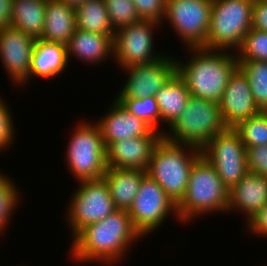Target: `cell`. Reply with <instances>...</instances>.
I'll list each match as a JSON object with an SVG mask.
<instances>
[{
	"mask_svg": "<svg viewBox=\"0 0 267 266\" xmlns=\"http://www.w3.org/2000/svg\"><path fill=\"white\" fill-rule=\"evenodd\" d=\"M11 109L7 105V102L0 96V152L2 153L3 149L7 150L10 145L13 143L16 131L14 126L13 115L10 111Z\"/></svg>",
	"mask_w": 267,
	"mask_h": 266,
	"instance_id": "32",
	"label": "cell"
},
{
	"mask_svg": "<svg viewBox=\"0 0 267 266\" xmlns=\"http://www.w3.org/2000/svg\"><path fill=\"white\" fill-rule=\"evenodd\" d=\"M61 1L67 3L69 6L76 9L78 6L85 3L87 0H61Z\"/></svg>",
	"mask_w": 267,
	"mask_h": 266,
	"instance_id": "38",
	"label": "cell"
},
{
	"mask_svg": "<svg viewBox=\"0 0 267 266\" xmlns=\"http://www.w3.org/2000/svg\"><path fill=\"white\" fill-rule=\"evenodd\" d=\"M114 30L138 22L140 19L133 0H104Z\"/></svg>",
	"mask_w": 267,
	"mask_h": 266,
	"instance_id": "31",
	"label": "cell"
},
{
	"mask_svg": "<svg viewBox=\"0 0 267 266\" xmlns=\"http://www.w3.org/2000/svg\"><path fill=\"white\" fill-rule=\"evenodd\" d=\"M113 37L114 35L92 33L76 28L66 45L68 61L74 56L83 63L98 65L97 63L105 61L109 56L113 57Z\"/></svg>",
	"mask_w": 267,
	"mask_h": 266,
	"instance_id": "19",
	"label": "cell"
},
{
	"mask_svg": "<svg viewBox=\"0 0 267 266\" xmlns=\"http://www.w3.org/2000/svg\"><path fill=\"white\" fill-rule=\"evenodd\" d=\"M142 20H154L163 25L167 0H133Z\"/></svg>",
	"mask_w": 267,
	"mask_h": 266,
	"instance_id": "33",
	"label": "cell"
},
{
	"mask_svg": "<svg viewBox=\"0 0 267 266\" xmlns=\"http://www.w3.org/2000/svg\"><path fill=\"white\" fill-rule=\"evenodd\" d=\"M128 213L143 238L163 226L170 213L179 221L177 205L148 174L142 178Z\"/></svg>",
	"mask_w": 267,
	"mask_h": 266,
	"instance_id": "10",
	"label": "cell"
},
{
	"mask_svg": "<svg viewBox=\"0 0 267 266\" xmlns=\"http://www.w3.org/2000/svg\"><path fill=\"white\" fill-rule=\"evenodd\" d=\"M66 147L67 168L74 179L103 178L107 171L106 146L95 122L81 121Z\"/></svg>",
	"mask_w": 267,
	"mask_h": 266,
	"instance_id": "7",
	"label": "cell"
},
{
	"mask_svg": "<svg viewBox=\"0 0 267 266\" xmlns=\"http://www.w3.org/2000/svg\"><path fill=\"white\" fill-rule=\"evenodd\" d=\"M76 28L92 33L114 35L104 0H87L75 9Z\"/></svg>",
	"mask_w": 267,
	"mask_h": 266,
	"instance_id": "25",
	"label": "cell"
},
{
	"mask_svg": "<svg viewBox=\"0 0 267 266\" xmlns=\"http://www.w3.org/2000/svg\"><path fill=\"white\" fill-rule=\"evenodd\" d=\"M163 136H141L111 143L106 148L107 168L146 171L155 145Z\"/></svg>",
	"mask_w": 267,
	"mask_h": 266,
	"instance_id": "17",
	"label": "cell"
},
{
	"mask_svg": "<svg viewBox=\"0 0 267 266\" xmlns=\"http://www.w3.org/2000/svg\"><path fill=\"white\" fill-rule=\"evenodd\" d=\"M245 225L250 233L267 238V204Z\"/></svg>",
	"mask_w": 267,
	"mask_h": 266,
	"instance_id": "36",
	"label": "cell"
},
{
	"mask_svg": "<svg viewBox=\"0 0 267 266\" xmlns=\"http://www.w3.org/2000/svg\"><path fill=\"white\" fill-rule=\"evenodd\" d=\"M187 50L190 59L182 62L176 58V72L184 80L190 96L218 103L229 77L238 68L236 53L203 47Z\"/></svg>",
	"mask_w": 267,
	"mask_h": 266,
	"instance_id": "2",
	"label": "cell"
},
{
	"mask_svg": "<svg viewBox=\"0 0 267 266\" xmlns=\"http://www.w3.org/2000/svg\"><path fill=\"white\" fill-rule=\"evenodd\" d=\"M75 31V8L61 0H47L44 29L39 39L66 46Z\"/></svg>",
	"mask_w": 267,
	"mask_h": 266,
	"instance_id": "20",
	"label": "cell"
},
{
	"mask_svg": "<svg viewBox=\"0 0 267 266\" xmlns=\"http://www.w3.org/2000/svg\"><path fill=\"white\" fill-rule=\"evenodd\" d=\"M212 0H167L164 21H167L183 47H202L210 27Z\"/></svg>",
	"mask_w": 267,
	"mask_h": 266,
	"instance_id": "11",
	"label": "cell"
},
{
	"mask_svg": "<svg viewBox=\"0 0 267 266\" xmlns=\"http://www.w3.org/2000/svg\"><path fill=\"white\" fill-rule=\"evenodd\" d=\"M47 0H13L11 27L39 39L45 22Z\"/></svg>",
	"mask_w": 267,
	"mask_h": 266,
	"instance_id": "24",
	"label": "cell"
},
{
	"mask_svg": "<svg viewBox=\"0 0 267 266\" xmlns=\"http://www.w3.org/2000/svg\"><path fill=\"white\" fill-rule=\"evenodd\" d=\"M79 184L74 195L71 194L67 209L72 239L86 226L103 220L117 210L104 178L80 180Z\"/></svg>",
	"mask_w": 267,
	"mask_h": 266,
	"instance_id": "8",
	"label": "cell"
},
{
	"mask_svg": "<svg viewBox=\"0 0 267 266\" xmlns=\"http://www.w3.org/2000/svg\"><path fill=\"white\" fill-rule=\"evenodd\" d=\"M67 66L65 45L36 39L31 59L30 80L34 76L48 80L54 79L59 77Z\"/></svg>",
	"mask_w": 267,
	"mask_h": 266,
	"instance_id": "21",
	"label": "cell"
},
{
	"mask_svg": "<svg viewBox=\"0 0 267 266\" xmlns=\"http://www.w3.org/2000/svg\"><path fill=\"white\" fill-rule=\"evenodd\" d=\"M238 68L248 79L255 104L267 111V61L238 60Z\"/></svg>",
	"mask_w": 267,
	"mask_h": 266,
	"instance_id": "26",
	"label": "cell"
},
{
	"mask_svg": "<svg viewBox=\"0 0 267 266\" xmlns=\"http://www.w3.org/2000/svg\"><path fill=\"white\" fill-rule=\"evenodd\" d=\"M253 1L212 0L209 32L202 47L236 53L252 28Z\"/></svg>",
	"mask_w": 267,
	"mask_h": 266,
	"instance_id": "5",
	"label": "cell"
},
{
	"mask_svg": "<svg viewBox=\"0 0 267 266\" xmlns=\"http://www.w3.org/2000/svg\"><path fill=\"white\" fill-rule=\"evenodd\" d=\"M267 204V177L248 172L229 190L227 213H244L245 224Z\"/></svg>",
	"mask_w": 267,
	"mask_h": 266,
	"instance_id": "18",
	"label": "cell"
},
{
	"mask_svg": "<svg viewBox=\"0 0 267 266\" xmlns=\"http://www.w3.org/2000/svg\"><path fill=\"white\" fill-rule=\"evenodd\" d=\"M140 238L143 237L134 227L128 211L116 210L86 226L72 239L71 257L77 262L100 261L113 265L121 262L131 244Z\"/></svg>",
	"mask_w": 267,
	"mask_h": 266,
	"instance_id": "1",
	"label": "cell"
},
{
	"mask_svg": "<svg viewBox=\"0 0 267 266\" xmlns=\"http://www.w3.org/2000/svg\"><path fill=\"white\" fill-rule=\"evenodd\" d=\"M110 109L100 117L99 125L106 148L113 142L141 136H163L144 120L137 118L114 98Z\"/></svg>",
	"mask_w": 267,
	"mask_h": 266,
	"instance_id": "15",
	"label": "cell"
},
{
	"mask_svg": "<svg viewBox=\"0 0 267 266\" xmlns=\"http://www.w3.org/2000/svg\"><path fill=\"white\" fill-rule=\"evenodd\" d=\"M236 55L238 60L267 61V32L251 28Z\"/></svg>",
	"mask_w": 267,
	"mask_h": 266,
	"instance_id": "30",
	"label": "cell"
},
{
	"mask_svg": "<svg viewBox=\"0 0 267 266\" xmlns=\"http://www.w3.org/2000/svg\"><path fill=\"white\" fill-rule=\"evenodd\" d=\"M154 20H139L115 31L113 37V60L120 68L148 64L164 54L154 52V32L161 28Z\"/></svg>",
	"mask_w": 267,
	"mask_h": 266,
	"instance_id": "12",
	"label": "cell"
},
{
	"mask_svg": "<svg viewBox=\"0 0 267 266\" xmlns=\"http://www.w3.org/2000/svg\"><path fill=\"white\" fill-rule=\"evenodd\" d=\"M252 28L267 32V0L253 1Z\"/></svg>",
	"mask_w": 267,
	"mask_h": 266,
	"instance_id": "35",
	"label": "cell"
},
{
	"mask_svg": "<svg viewBox=\"0 0 267 266\" xmlns=\"http://www.w3.org/2000/svg\"><path fill=\"white\" fill-rule=\"evenodd\" d=\"M227 128L219 103L190 97L184 111L165 129L163 137L170 142L201 149L211 138Z\"/></svg>",
	"mask_w": 267,
	"mask_h": 266,
	"instance_id": "6",
	"label": "cell"
},
{
	"mask_svg": "<svg viewBox=\"0 0 267 266\" xmlns=\"http://www.w3.org/2000/svg\"><path fill=\"white\" fill-rule=\"evenodd\" d=\"M200 156L201 149L162 137L154 147L146 172L177 205L186 193L192 166Z\"/></svg>",
	"mask_w": 267,
	"mask_h": 266,
	"instance_id": "4",
	"label": "cell"
},
{
	"mask_svg": "<svg viewBox=\"0 0 267 266\" xmlns=\"http://www.w3.org/2000/svg\"><path fill=\"white\" fill-rule=\"evenodd\" d=\"M13 0H0V29L11 26Z\"/></svg>",
	"mask_w": 267,
	"mask_h": 266,
	"instance_id": "37",
	"label": "cell"
},
{
	"mask_svg": "<svg viewBox=\"0 0 267 266\" xmlns=\"http://www.w3.org/2000/svg\"><path fill=\"white\" fill-rule=\"evenodd\" d=\"M128 75L125 85L115 98H142L155 96L176 73V58L169 54L148 64L122 68Z\"/></svg>",
	"mask_w": 267,
	"mask_h": 266,
	"instance_id": "13",
	"label": "cell"
},
{
	"mask_svg": "<svg viewBox=\"0 0 267 266\" xmlns=\"http://www.w3.org/2000/svg\"><path fill=\"white\" fill-rule=\"evenodd\" d=\"M155 97L160 112V124L165 122L170 127L184 111L191 96L184 80L176 72Z\"/></svg>",
	"mask_w": 267,
	"mask_h": 266,
	"instance_id": "23",
	"label": "cell"
},
{
	"mask_svg": "<svg viewBox=\"0 0 267 266\" xmlns=\"http://www.w3.org/2000/svg\"><path fill=\"white\" fill-rule=\"evenodd\" d=\"M233 128L239 133L246 148L267 145V111L241 120Z\"/></svg>",
	"mask_w": 267,
	"mask_h": 266,
	"instance_id": "27",
	"label": "cell"
},
{
	"mask_svg": "<svg viewBox=\"0 0 267 266\" xmlns=\"http://www.w3.org/2000/svg\"><path fill=\"white\" fill-rule=\"evenodd\" d=\"M116 100L137 118L144 120L154 130L164 134V129L162 131L160 130V112L155 96L116 98Z\"/></svg>",
	"mask_w": 267,
	"mask_h": 266,
	"instance_id": "28",
	"label": "cell"
},
{
	"mask_svg": "<svg viewBox=\"0 0 267 266\" xmlns=\"http://www.w3.org/2000/svg\"><path fill=\"white\" fill-rule=\"evenodd\" d=\"M201 155L215 168L229 190L249 172L246 147L233 127L211 138L201 148Z\"/></svg>",
	"mask_w": 267,
	"mask_h": 266,
	"instance_id": "9",
	"label": "cell"
},
{
	"mask_svg": "<svg viewBox=\"0 0 267 266\" xmlns=\"http://www.w3.org/2000/svg\"><path fill=\"white\" fill-rule=\"evenodd\" d=\"M249 172L267 177V145L246 148Z\"/></svg>",
	"mask_w": 267,
	"mask_h": 266,
	"instance_id": "34",
	"label": "cell"
},
{
	"mask_svg": "<svg viewBox=\"0 0 267 266\" xmlns=\"http://www.w3.org/2000/svg\"><path fill=\"white\" fill-rule=\"evenodd\" d=\"M228 202L229 189L215 168L201 155L192 166L186 193L177 204L179 221L185 224L199 215L227 212Z\"/></svg>",
	"mask_w": 267,
	"mask_h": 266,
	"instance_id": "3",
	"label": "cell"
},
{
	"mask_svg": "<svg viewBox=\"0 0 267 266\" xmlns=\"http://www.w3.org/2000/svg\"><path fill=\"white\" fill-rule=\"evenodd\" d=\"M218 103L228 127H235L241 120L261 112L254 102L248 79L239 68L229 77Z\"/></svg>",
	"mask_w": 267,
	"mask_h": 266,
	"instance_id": "16",
	"label": "cell"
},
{
	"mask_svg": "<svg viewBox=\"0 0 267 266\" xmlns=\"http://www.w3.org/2000/svg\"><path fill=\"white\" fill-rule=\"evenodd\" d=\"M146 174V171L139 169L107 168L103 178L117 210H129Z\"/></svg>",
	"mask_w": 267,
	"mask_h": 266,
	"instance_id": "22",
	"label": "cell"
},
{
	"mask_svg": "<svg viewBox=\"0 0 267 266\" xmlns=\"http://www.w3.org/2000/svg\"><path fill=\"white\" fill-rule=\"evenodd\" d=\"M36 39L11 26L0 29V60L13 84L30 82V68ZM28 82V83H27Z\"/></svg>",
	"mask_w": 267,
	"mask_h": 266,
	"instance_id": "14",
	"label": "cell"
},
{
	"mask_svg": "<svg viewBox=\"0 0 267 266\" xmlns=\"http://www.w3.org/2000/svg\"><path fill=\"white\" fill-rule=\"evenodd\" d=\"M5 173L0 172V233L2 235L10 224L12 214L19 203L20 192L15 182H13ZM10 221V222H9Z\"/></svg>",
	"mask_w": 267,
	"mask_h": 266,
	"instance_id": "29",
	"label": "cell"
}]
</instances>
